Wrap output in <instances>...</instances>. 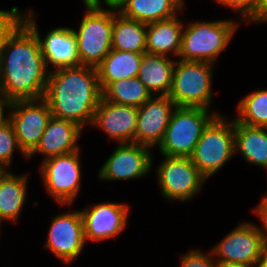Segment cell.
Segmentation results:
<instances>
[{
    "label": "cell",
    "mask_w": 267,
    "mask_h": 267,
    "mask_svg": "<svg viewBox=\"0 0 267 267\" xmlns=\"http://www.w3.org/2000/svg\"><path fill=\"white\" fill-rule=\"evenodd\" d=\"M48 71L36 34L21 21L0 50V90L12 101L44 98Z\"/></svg>",
    "instance_id": "6da1fadb"
},
{
    "label": "cell",
    "mask_w": 267,
    "mask_h": 267,
    "mask_svg": "<svg viewBox=\"0 0 267 267\" xmlns=\"http://www.w3.org/2000/svg\"><path fill=\"white\" fill-rule=\"evenodd\" d=\"M102 92L95 67L78 66L50 72L44 99L52 116L83 128L92 124Z\"/></svg>",
    "instance_id": "7a4b0ae2"
},
{
    "label": "cell",
    "mask_w": 267,
    "mask_h": 267,
    "mask_svg": "<svg viewBox=\"0 0 267 267\" xmlns=\"http://www.w3.org/2000/svg\"><path fill=\"white\" fill-rule=\"evenodd\" d=\"M87 11L76 33L81 65L97 67L112 49L114 10L103 9L101 3H85Z\"/></svg>",
    "instance_id": "3957f363"
},
{
    "label": "cell",
    "mask_w": 267,
    "mask_h": 267,
    "mask_svg": "<svg viewBox=\"0 0 267 267\" xmlns=\"http://www.w3.org/2000/svg\"><path fill=\"white\" fill-rule=\"evenodd\" d=\"M208 112L209 110L201 107L176 106L158 146L161 154L190 158L203 130L219 114L212 113L211 116Z\"/></svg>",
    "instance_id": "277c9868"
},
{
    "label": "cell",
    "mask_w": 267,
    "mask_h": 267,
    "mask_svg": "<svg viewBox=\"0 0 267 267\" xmlns=\"http://www.w3.org/2000/svg\"><path fill=\"white\" fill-rule=\"evenodd\" d=\"M238 24L228 20L193 22L182 33L180 60L210 62L228 46Z\"/></svg>",
    "instance_id": "5b68a950"
},
{
    "label": "cell",
    "mask_w": 267,
    "mask_h": 267,
    "mask_svg": "<svg viewBox=\"0 0 267 267\" xmlns=\"http://www.w3.org/2000/svg\"><path fill=\"white\" fill-rule=\"evenodd\" d=\"M217 114L203 130L190 157L207 179L214 175L234 154V120Z\"/></svg>",
    "instance_id": "8992f818"
},
{
    "label": "cell",
    "mask_w": 267,
    "mask_h": 267,
    "mask_svg": "<svg viewBox=\"0 0 267 267\" xmlns=\"http://www.w3.org/2000/svg\"><path fill=\"white\" fill-rule=\"evenodd\" d=\"M213 63L176 61L168 97L176 106L209 109L212 100Z\"/></svg>",
    "instance_id": "52a82bcc"
},
{
    "label": "cell",
    "mask_w": 267,
    "mask_h": 267,
    "mask_svg": "<svg viewBox=\"0 0 267 267\" xmlns=\"http://www.w3.org/2000/svg\"><path fill=\"white\" fill-rule=\"evenodd\" d=\"M79 150L44 159L41 163V178L54 199L62 205L75 200L81 180Z\"/></svg>",
    "instance_id": "ba28073f"
},
{
    "label": "cell",
    "mask_w": 267,
    "mask_h": 267,
    "mask_svg": "<svg viewBox=\"0 0 267 267\" xmlns=\"http://www.w3.org/2000/svg\"><path fill=\"white\" fill-rule=\"evenodd\" d=\"M9 110L19 147L28 156L39 144L52 117L48 102L44 98L15 100Z\"/></svg>",
    "instance_id": "9c48e42d"
},
{
    "label": "cell",
    "mask_w": 267,
    "mask_h": 267,
    "mask_svg": "<svg viewBox=\"0 0 267 267\" xmlns=\"http://www.w3.org/2000/svg\"><path fill=\"white\" fill-rule=\"evenodd\" d=\"M158 167V182L163 196L171 200H191L207 179L189 157L164 156Z\"/></svg>",
    "instance_id": "30bf717a"
},
{
    "label": "cell",
    "mask_w": 267,
    "mask_h": 267,
    "mask_svg": "<svg viewBox=\"0 0 267 267\" xmlns=\"http://www.w3.org/2000/svg\"><path fill=\"white\" fill-rule=\"evenodd\" d=\"M267 249L255 225L242 223L229 232L211 251L217 263L255 265Z\"/></svg>",
    "instance_id": "8fae6325"
},
{
    "label": "cell",
    "mask_w": 267,
    "mask_h": 267,
    "mask_svg": "<svg viewBox=\"0 0 267 267\" xmlns=\"http://www.w3.org/2000/svg\"><path fill=\"white\" fill-rule=\"evenodd\" d=\"M31 12L22 15V21L36 34L41 53L45 61L52 64L55 70L81 66L77 47L76 33L69 27H58L41 39L36 21Z\"/></svg>",
    "instance_id": "7c38bea8"
},
{
    "label": "cell",
    "mask_w": 267,
    "mask_h": 267,
    "mask_svg": "<svg viewBox=\"0 0 267 267\" xmlns=\"http://www.w3.org/2000/svg\"><path fill=\"white\" fill-rule=\"evenodd\" d=\"M51 219L45 247L69 264L80 255L86 242L81 212L59 214Z\"/></svg>",
    "instance_id": "4fadbf2b"
},
{
    "label": "cell",
    "mask_w": 267,
    "mask_h": 267,
    "mask_svg": "<svg viewBox=\"0 0 267 267\" xmlns=\"http://www.w3.org/2000/svg\"><path fill=\"white\" fill-rule=\"evenodd\" d=\"M149 147L137 143H120L99 170L104 180H130L145 176L152 166Z\"/></svg>",
    "instance_id": "5bb4252c"
},
{
    "label": "cell",
    "mask_w": 267,
    "mask_h": 267,
    "mask_svg": "<svg viewBox=\"0 0 267 267\" xmlns=\"http://www.w3.org/2000/svg\"><path fill=\"white\" fill-rule=\"evenodd\" d=\"M175 107L168 95L151 96L138 108L135 143L149 148L159 146Z\"/></svg>",
    "instance_id": "9a60e30c"
},
{
    "label": "cell",
    "mask_w": 267,
    "mask_h": 267,
    "mask_svg": "<svg viewBox=\"0 0 267 267\" xmlns=\"http://www.w3.org/2000/svg\"><path fill=\"white\" fill-rule=\"evenodd\" d=\"M128 205L104 202L81 210L85 240L100 241L123 232L127 224Z\"/></svg>",
    "instance_id": "2e32d148"
},
{
    "label": "cell",
    "mask_w": 267,
    "mask_h": 267,
    "mask_svg": "<svg viewBox=\"0 0 267 267\" xmlns=\"http://www.w3.org/2000/svg\"><path fill=\"white\" fill-rule=\"evenodd\" d=\"M137 116L138 108L115 104L101 97L91 125L103 129L119 143H135Z\"/></svg>",
    "instance_id": "e0dca14e"
},
{
    "label": "cell",
    "mask_w": 267,
    "mask_h": 267,
    "mask_svg": "<svg viewBox=\"0 0 267 267\" xmlns=\"http://www.w3.org/2000/svg\"><path fill=\"white\" fill-rule=\"evenodd\" d=\"M81 132L82 128L74 122L52 116L41 136L39 144L27 158L36 153H43L46 156L45 159H47L78 151L77 140Z\"/></svg>",
    "instance_id": "ac0fdd59"
},
{
    "label": "cell",
    "mask_w": 267,
    "mask_h": 267,
    "mask_svg": "<svg viewBox=\"0 0 267 267\" xmlns=\"http://www.w3.org/2000/svg\"><path fill=\"white\" fill-rule=\"evenodd\" d=\"M143 53L111 49L96 67L101 92L112 82L136 78L139 73Z\"/></svg>",
    "instance_id": "d6986e66"
},
{
    "label": "cell",
    "mask_w": 267,
    "mask_h": 267,
    "mask_svg": "<svg viewBox=\"0 0 267 267\" xmlns=\"http://www.w3.org/2000/svg\"><path fill=\"white\" fill-rule=\"evenodd\" d=\"M176 61L167 56L144 52L138 78L154 96L168 95L172 86L173 71Z\"/></svg>",
    "instance_id": "ffe728a7"
},
{
    "label": "cell",
    "mask_w": 267,
    "mask_h": 267,
    "mask_svg": "<svg viewBox=\"0 0 267 267\" xmlns=\"http://www.w3.org/2000/svg\"><path fill=\"white\" fill-rule=\"evenodd\" d=\"M183 26L178 16L147 24L146 52L163 56L172 52L179 56Z\"/></svg>",
    "instance_id": "44dd1931"
},
{
    "label": "cell",
    "mask_w": 267,
    "mask_h": 267,
    "mask_svg": "<svg viewBox=\"0 0 267 267\" xmlns=\"http://www.w3.org/2000/svg\"><path fill=\"white\" fill-rule=\"evenodd\" d=\"M183 7V0H124L118 7L124 17L150 24L171 19Z\"/></svg>",
    "instance_id": "7402d4cb"
},
{
    "label": "cell",
    "mask_w": 267,
    "mask_h": 267,
    "mask_svg": "<svg viewBox=\"0 0 267 267\" xmlns=\"http://www.w3.org/2000/svg\"><path fill=\"white\" fill-rule=\"evenodd\" d=\"M267 128L248 126L234 119L235 153L249 163L267 169Z\"/></svg>",
    "instance_id": "603a6c76"
},
{
    "label": "cell",
    "mask_w": 267,
    "mask_h": 267,
    "mask_svg": "<svg viewBox=\"0 0 267 267\" xmlns=\"http://www.w3.org/2000/svg\"><path fill=\"white\" fill-rule=\"evenodd\" d=\"M147 24L114 11L112 49L134 53L146 52Z\"/></svg>",
    "instance_id": "cb8c5ba5"
},
{
    "label": "cell",
    "mask_w": 267,
    "mask_h": 267,
    "mask_svg": "<svg viewBox=\"0 0 267 267\" xmlns=\"http://www.w3.org/2000/svg\"><path fill=\"white\" fill-rule=\"evenodd\" d=\"M27 177L10 172L0 183V223L16 221L26 199Z\"/></svg>",
    "instance_id": "d4e9b609"
},
{
    "label": "cell",
    "mask_w": 267,
    "mask_h": 267,
    "mask_svg": "<svg viewBox=\"0 0 267 267\" xmlns=\"http://www.w3.org/2000/svg\"><path fill=\"white\" fill-rule=\"evenodd\" d=\"M152 94L138 77L112 82L103 92L102 97L110 102L139 108Z\"/></svg>",
    "instance_id": "484cf974"
},
{
    "label": "cell",
    "mask_w": 267,
    "mask_h": 267,
    "mask_svg": "<svg viewBox=\"0 0 267 267\" xmlns=\"http://www.w3.org/2000/svg\"><path fill=\"white\" fill-rule=\"evenodd\" d=\"M237 110V122L267 128V90H259L245 96L239 102Z\"/></svg>",
    "instance_id": "4316f807"
},
{
    "label": "cell",
    "mask_w": 267,
    "mask_h": 267,
    "mask_svg": "<svg viewBox=\"0 0 267 267\" xmlns=\"http://www.w3.org/2000/svg\"><path fill=\"white\" fill-rule=\"evenodd\" d=\"M15 149L27 157L19 147L14 128L9 120L6 124L0 126V163L9 167Z\"/></svg>",
    "instance_id": "83f0119b"
},
{
    "label": "cell",
    "mask_w": 267,
    "mask_h": 267,
    "mask_svg": "<svg viewBox=\"0 0 267 267\" xmlns=\"http://www.w3.org/2000/svg\"><path fill=\"white\" fill-rule=\"evenodd\" d=\"M224 6L238 10L241 20L257 22V8L259 0H216Z\"/></svg>",
    "instance_id": "f1b7e54d"
},
{
    "label": "cell",
    "mask_w": 267,
    "mask_h": 267,
    "mask_svg": "<svg viewBox=\"0 0 267 267\" xmlns=\"http://www.w3.org/2000/svg\"><path fill=\"white\" fill-rule=\"evenodd\" d=\"M22 15L19 14L18 7H12L11 10H0V50L6 37L22 21Z\"/></svg>",
    "instance_id": "f546056e"
},
{
    "label": "cell",
    "mask_w": 267,
    "mask_h": 267,
    "mask_svg": "<svg viewBox=\"0 0 267 267\" xmlns=\"http://www.w3.org/2000/svg\"><path fill=\"white\" fill-rule=\"evenodd\" d=\"M214 260L211 252L204 255L200 250H191L181 258V267H217Z\"/></svg>",
    "instance_id": "4dcf8cb0"
},
{
    "label": "cell",
    "mask_w": 267,
    "mask_h": 267,
    "mask_svg": "<svg viewBox=\"0 0 267 267\" xmlns=\"http://www.w3.org/2000/svg\"><path fill=\"white\" fill-rule=\"evenodd\" d=\"M257 213V217L259 216L260 220L262 221L263 229L257 227L258 232L260 233L261 237L263 238L265 244L267 245V196L262 198L256 209H254Z\"/></svg>",
    "instance_id": "1f68e13d"
},
{
    "label": "cell",
    "mask_w": 267,
    "mask_h": 267,
    "mask_svg": "<svg viewBox=\"0 0 267 267\" xmlns=\"http://www.w3.org/2000/svg\"><path fill=\"white\" fill-rule=\"evenodd\" d=\"M13 101L9 99L1 90H0V126L6 124L10 117L9 115L5 117L4 109L5 107L11 108Z\"/></svg>",
    "instance_id": "d6a6232c"
},
{
    "label": "cell",
    "mask_w": 267,
    "mask_h": 267,
    "mask_svg": "<svg viewBox=\"0 0 267 267\" xmlns=\"http://www.w3.org/2000/svg\"><path fill=\"white\" fill-rule=\"evenodd\" d=\"M257 22H267V0H259L257 8Z\"/></svg>",
    "instance_id": "836d02e7"
},
{
    "label": "cell",
    "mask_w": 267,
    "mask_h": 267,
    "mask_svg": "<svg viewBox=\"0 0 267 267\" xmlns=\"http://www.w3.org/2000/svg\"><path fill=\"white\" fill-rule=\"evenodd\" d=\"M256 265L257 267H267V249L263 252Z\"/></svg>",
    "instance_id": "e575fe53"
},
{
    "label": "cell",
    "mask_w": 267,
    "mask_h": 267,
    "mask_svg": "<svg viewBox=\"0 0 267 267\" xmlns=\"http://www.w3.org/2000/svg\"><path fill=\"white\" fill-rule=\"evenodd\" d=\"M254 265L232 264V263H217V267H253Z\"/></svg>",
    "instance_id": "d590c367"
},
{
    "label": "cell",
    "mask_w": 267,
    "mask_h": 267,
    "mask_svg": "<svg viewBox=\"0 0 267 267\" xmlns=\"http://www.w3.org/2000/svg\"><path fill=\"white\" fill-rule=\"evenodd\" d=\"M124 0H103V2L113 8H117Z\"/></svg>",
    "instance_id": "8d00e7d4"
},
{
    "label": "cell",
    "mask_w": 267,
    "mask_h": 267,
    "mask_svg": "<svg viewBox=\"0 0 267 267\" xmlns=\"http://www.w3.org/2000/svg\"><path fill=\"white\" fill-rule=\"evenodd\" d=\"M7 165H0V183L1 181L6 177V175L9 173L6 170Z\"/></svg>",
    "instance_id": "74e56055"
},
{
    "label": "cell",
    "mask_w": 267,
    "mask_h": 267,
    "mask_svg": "<svg viewBox=\"0 0 267 267\" xmlns=\"http://www.w3.org/2000/svg\"><path fill=\"white\" fill-rule=\"evenodd\" d=\"M83 3H101V0H82Z\"/></svg>",
    "instance_id": "f35d334b"
}]
</instances>
